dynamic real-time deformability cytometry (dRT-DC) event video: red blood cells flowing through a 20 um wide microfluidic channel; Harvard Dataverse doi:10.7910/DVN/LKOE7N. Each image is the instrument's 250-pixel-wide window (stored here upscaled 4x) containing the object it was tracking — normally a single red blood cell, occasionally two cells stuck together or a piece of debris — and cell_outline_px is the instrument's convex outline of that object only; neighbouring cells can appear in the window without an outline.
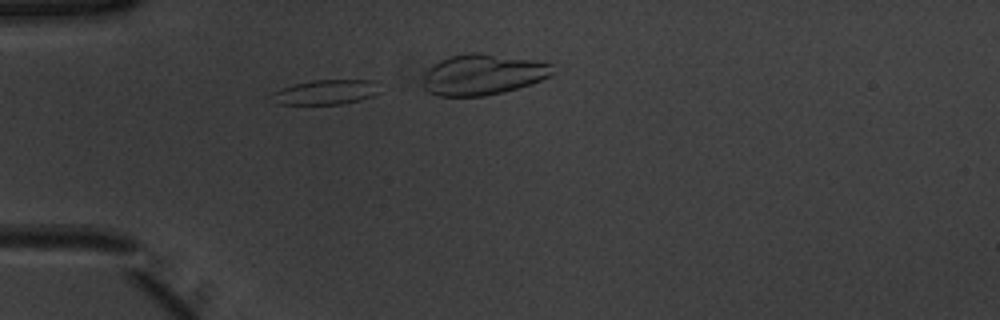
{"species": "common noctule bat (a hibernating species)", "species_latin": "Nyctalus noctula", "temperature_condition": "warm", "stored_images_in_passage": 30, "camera_frame_rate_fps": 3000, "um_per_image_px": 0.085, "animal": {"sex": "male", "body_mass_g": 20.1, "forearm_length_mm": 53.5}, "frame": {"image": 1, "passage_image": 5, "time_ms": 1.333, "image_size_px": [1000, 320], "cell_outline_px": [[380, 92], [372, 96], [360, 100], [340, 104], [276, 104], [268, 96], [272, 92], [280, 88], [312, 80], [376, 80]], "centroid_in_image_um": [27.66, 7.83], "position_along_channel_um": 57.3, "area_um2": 15.72}}
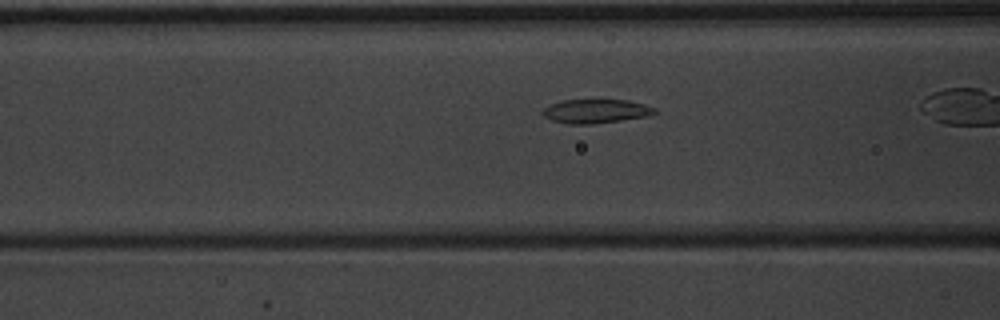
{"frame": {"image": 2, "passage_image": 10, "time_ms": 3.0, "image_size_px": [1000, 320], "cell_outline_px": [[656, 112], [648, 116], [592, 124], [568, 124], [552, 120], [544, 116], [540, 112], [548, 104], [560, 100], [596, 96], [600, 96], [628, 100], [644, 104], [656, 108]], "centroid_in_image_um": [50.6, 9.38], "position_along_channel_um": 116.0, "area_um2": 16.7}}
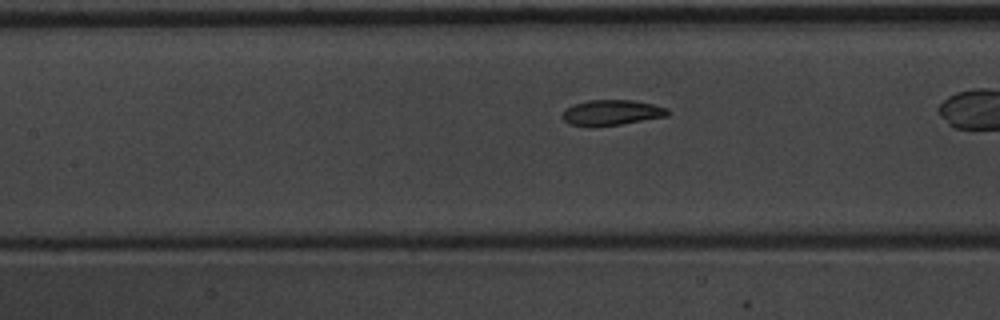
{"frame": {"image": 3, "passage_image": 13, "time_ms": 4.0, "image_size_px": [1000, 320], "cell_outline_px": [[672, 112], [668, 116], [620, 124], [568, 124], [560, 116], [564, 108], [572, 104], [588, 100], [632, 100], [652, 104], [668, 108]], "centroid_in_image_um": [52.01, 9.53], "position_along_channel_um": 155.4, "area_um2": 15.32}}